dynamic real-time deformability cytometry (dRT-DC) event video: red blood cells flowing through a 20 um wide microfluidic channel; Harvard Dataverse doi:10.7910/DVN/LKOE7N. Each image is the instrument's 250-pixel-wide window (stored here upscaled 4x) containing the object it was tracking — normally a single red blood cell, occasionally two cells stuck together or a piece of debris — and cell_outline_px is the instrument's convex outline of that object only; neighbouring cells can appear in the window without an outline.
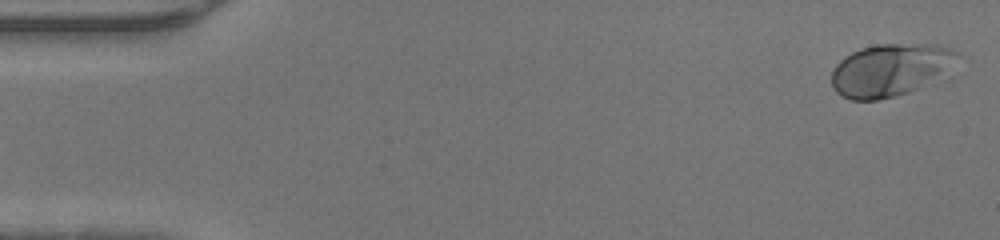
{"species": "human", "species_latin": "Homo sapiens", "temperature_condition": "warm", "stored_images_in_passage": 47, "camera_frame_rate_fps": 3000, "um_per_image_px": 0.085, "donor": {"sex": "male"}, "frame": {"image": 1, "passage_image": 1, "time_ms": 0.0, "image_size_px": [1000, 240], "cell_outline_px": [[960, 52], [936, 72], [916, 88], [908, 92], [876, 100], [852, 100], [836, 92], [832, 84], [832, 68], [844, 56], [860, 48], [876, 44], [924, 44], [952, 48]], "centroid_in_image_um": [75.45, 5.92], "position_along_channel_um": 9.5, "area_um2": 36.53}}
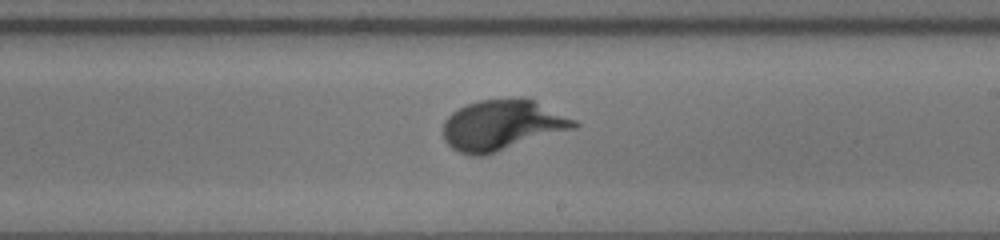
{"frame": {"image": 2, "passage_image": 27, "time_ms": 8.667, "image_size_px": [1000, 240], "cell_outline_px": [[580, 124], [576, 128], [484, 156], [468, 156], [452, 148], [444, 140], [444, 120], [452, 112], [468, 104], [480, 100], [520, 96], [532, 100], [576, 120]], "centroid_in_image_um": [42.68, 10.64], "position_along_channel_um": 246.3, "area_um2": 38.61}}
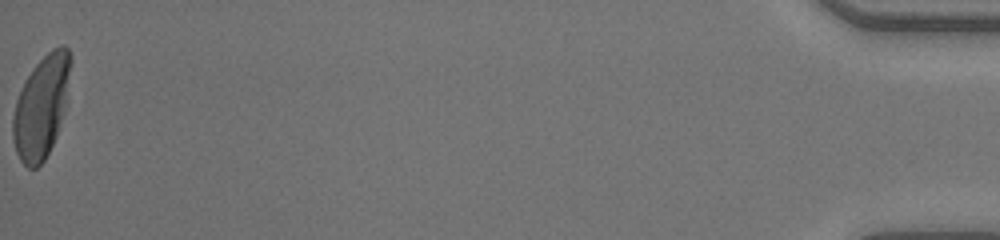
{"frame": {"image": 3, "passage_image": 47, "time_ms": 15.333, "image_size_px": [1000, 240], "cell_outline_px": [[72, 60], [64, 112], [56, 136], [44, 160], [36, 168], [28, 168], [20, 160], [16, 152], [12, 140], [12, 116], [16, 100], [32, 68], [52, 48], [60, 44], [64, 44], [68, 48], [72, 56]], "centroid_in_image_um": [3.52, 9.05], "position_along_channel_um": 431.7, "area_um2": 34.39}}